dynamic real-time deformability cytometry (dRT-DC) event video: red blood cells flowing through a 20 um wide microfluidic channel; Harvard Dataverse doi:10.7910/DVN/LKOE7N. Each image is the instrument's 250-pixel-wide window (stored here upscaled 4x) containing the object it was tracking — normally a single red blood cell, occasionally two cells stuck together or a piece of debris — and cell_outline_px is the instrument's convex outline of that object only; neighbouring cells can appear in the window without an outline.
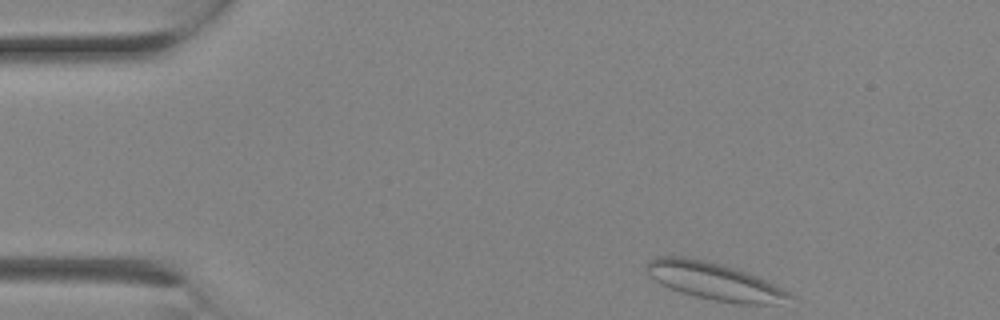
{"species": "Egyptian fruit bat (a non-hibernating species)", "species_latin": "Rousettus aegyptiacus", "temperature_condition": "room temperature", "stored_images_in_passage": 1, "camera_frame_rate_fps": 3000, "um_per_image_px": 0.085, "animal": {"sex": "female"}, "frame": {"image": 1, "passage_image": 1, "time_ms": 0.0, "image_size_px": [1000, 320], "cell_outline_px": [[796, 296], [776, 304], [736, 304], [696, 296], [680, 292], [668, 288], [660, 284], [648, 276], [644, 268], [644, 264], [648, 260], [660, 256], [684, 256], [708, 260], [724, 264], [756, 276]], "centroid_in_image_um": [60.62, 23.88], "position_along_channel_um": 24.4, "area_um2": 31.27}}